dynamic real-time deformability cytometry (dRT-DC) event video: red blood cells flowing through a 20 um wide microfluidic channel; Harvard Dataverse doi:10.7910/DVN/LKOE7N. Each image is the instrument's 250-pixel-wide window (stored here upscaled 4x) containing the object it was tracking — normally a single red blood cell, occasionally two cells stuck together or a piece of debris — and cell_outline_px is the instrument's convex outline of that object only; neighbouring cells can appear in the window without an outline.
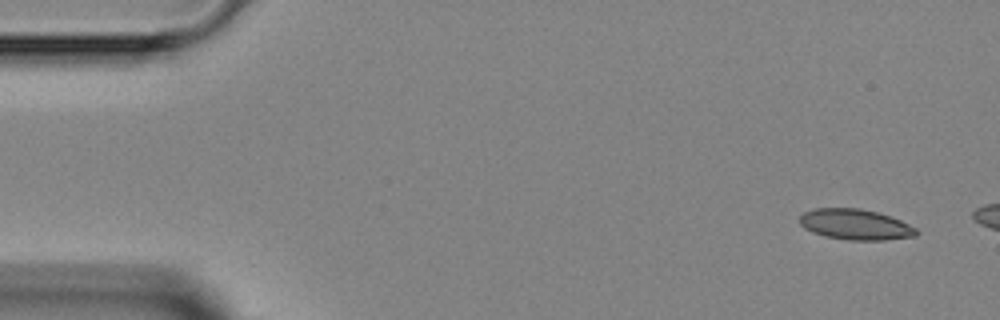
{"species": "Egyptian fruit bat (a non-hibernating species)", "species_latin": "Rousettus aegyptiacus", "temperature_condition": "room temperature", "stored_images_in_passage": 2, "camera_frame_rate_fps": 3000, "um_per_image_px": 0.085, "animal": {"sex": "female"}, "frame": {"image": 1, "passage_image": 1, "time_ms": 0.0, "image_size_px": [1000, 320], "cell_outline_px": [[920, 232], [916, 236], [884, 240], [848, 240], [824, 236], [812, 232], [804, 228], [800, 224], [800, 216], [804, 212], [816, 208], [860, 208], [876, 212], [900, 220], [916, 228]], "centroid_in_image_um": [72.7, 19.09], "position_along_channel_um": 12.3, "area_um2": 20.81}}